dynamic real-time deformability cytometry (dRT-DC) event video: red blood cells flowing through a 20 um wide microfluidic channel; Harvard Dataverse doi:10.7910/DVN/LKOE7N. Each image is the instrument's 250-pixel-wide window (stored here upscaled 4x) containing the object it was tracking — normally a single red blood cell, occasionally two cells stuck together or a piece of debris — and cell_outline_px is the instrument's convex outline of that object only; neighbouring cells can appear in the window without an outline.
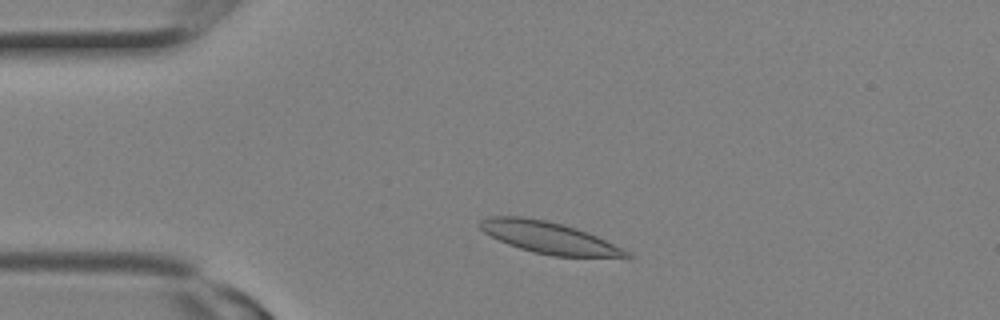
{"species": "Egyptian fruit bat (a non-hibernating species)", "species_latin": "Rousettus aegyptiacus", "temperature_condition": "room temperature", "stored_images_in_passage": 8, "camera_frame_rate_fps": 3000, "um_per_image_px": 0.085, "animal": {"sex": "female"}, "frame": {"image": 1, "passage_image": 3, "time_ms": 0.667, "image_size_px": [1000, 320], "cell_outline_px": [[636, 256], [632, 260], [628, 260], [552, 256], [532, 252], [508, 244], [484, 232], [480, 228], [480, 220], [492, 216], [524, 216], [544, 220], [576, 228], [596, 236]], "centroid_in_image_um": [46.81, 20.26], "position_along_channel_um": 38.2, "area_um2": 27.51}}
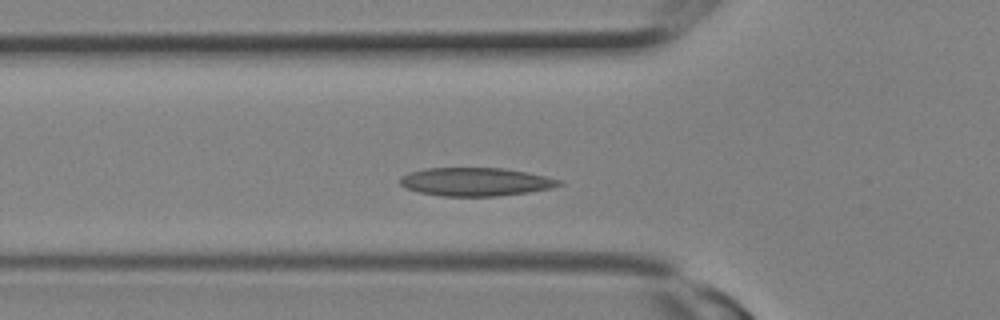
{"frame": {"image": 2, "passage_image": 6, "time_ms": 1.667, "image_size_px": [1000, 320], "cell_outline_px": [[564, 184], [552, 188], [528, 192], [496, 196], [440, 196], [420, 192], [408, 188], [400, 184], [400, 176], [408, 172], [424, 168], [500, 168], [524, 172], [544, 176], [560, 180]], "centroid_in_image_um": [40.4, 15.45], "position_along_channel_um": 85.4, "area_um2": 26.07}}
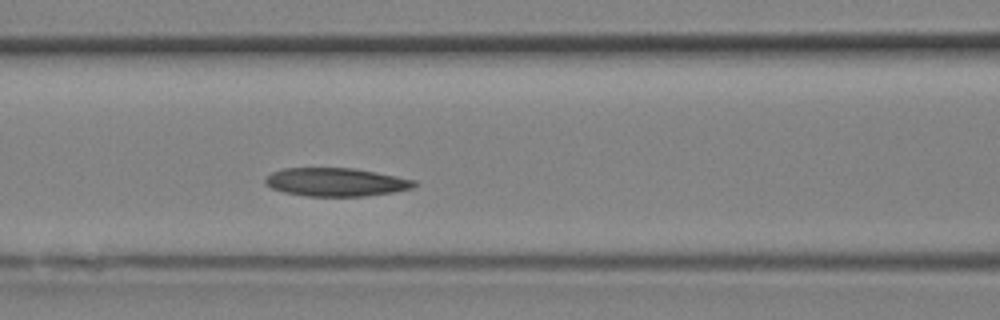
{"frame": {"image": 3, "passage_image": 8, "time_ms": 2.333, "image_size_px": [1000, 320], "cell_outline_px": [[416, 184], [412, 188], [392, 192], [364, 196], [308, 196], [284, 192], [272, 188], [264, 184], [264, 176], [272, 172], [284, 168], [352, 168], [376, 172], [416, 180]], "centroid_in_image_um": [28.51, 15.47], "position_along_channel_um": 138.1, "area_um2": 24.57}}